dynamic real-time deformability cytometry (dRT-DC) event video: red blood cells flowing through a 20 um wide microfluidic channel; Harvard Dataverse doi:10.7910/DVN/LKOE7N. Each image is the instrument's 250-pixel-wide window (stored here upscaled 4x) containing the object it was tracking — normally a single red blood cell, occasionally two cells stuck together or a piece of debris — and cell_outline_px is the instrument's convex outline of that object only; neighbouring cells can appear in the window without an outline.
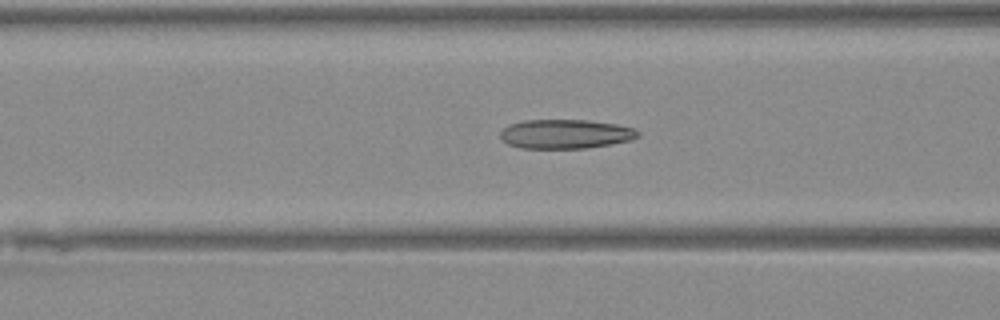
{"species": "Egyptian fruit bat (a non-hibernating species)", "species_latin": "Rousettus aegyptiacus", "temperature_condition": "warm", "stored_images_in_passage": 49, "camera_frame_rate_fps": 3000, "um_per_image_px": 0.085, "animal": {"sex": "female"}, "frame": {"image": 1, "passage_image": 20, "time_ms": 6.333, "image_size_px": [1000, 320], "cell_outline_px": [[640, 136], [632, 140], [588, 148], [520, 148], [508, 144], [500, 136], [500, 132], [504, 128], [512, 124], [524, 120], [588, 120], [616, 124], [632, 128], [640, 132]], "centroid_in_image_um": [48.09, 11.39], "position_along_channel_um": 118.5, "area_um2": 23.35}}
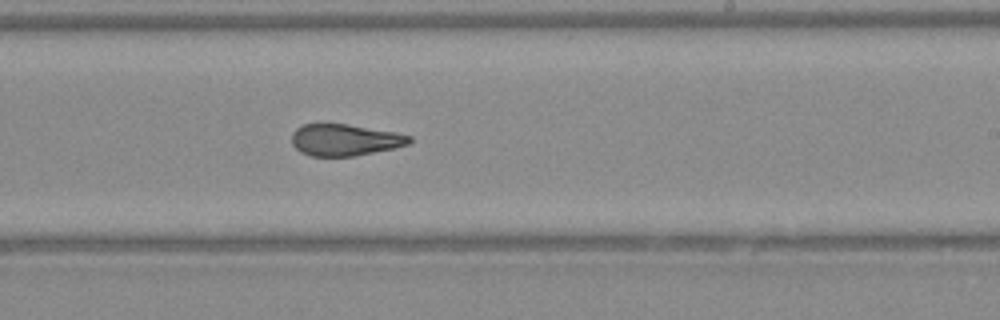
{"frame": {"image": 2, "passage_image": 30, "time_ms": 9.667, "image_size_px": [1000, 320], "cell_outline_px": [[412, 140], [408, 144], [392, 148], [356, 156], [312, 156], [300, 152], [292, 144], [292, 132], [296, 128], [304, 124], [348, 124], [396, 132], [412, 136]], "centroid_in_image_um": [29.3, 11.89], "position_along_channel_um": 259.7, "area_um2": 21.68}}
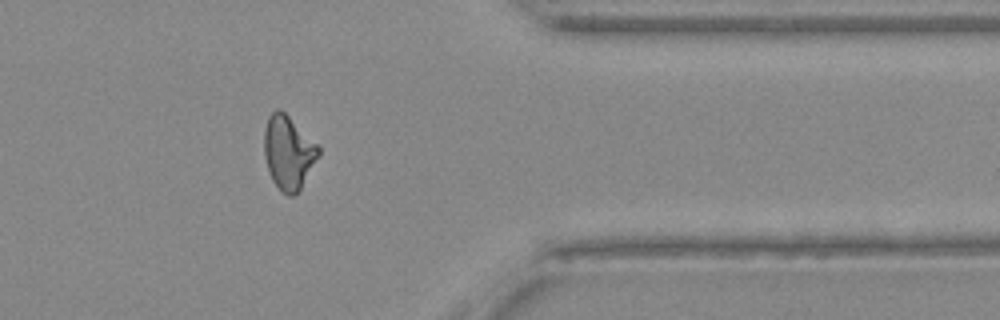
{"frame": {"image": 3, "passage_image": 40, "time_ms": 13.0, "image_size_px": [1000, 320], "cell_outline_px": [[320, 152], [300, 192], [292, 196], [288, 196], [272, 180], [264, 156], [264, 128], [268, 116], [276, 108], [280, 108], [320, 148]], "centroid_in_image_um": [24.49, 12.97], "position_along_channel_um": 386.9, "area_um2": 23.06}}